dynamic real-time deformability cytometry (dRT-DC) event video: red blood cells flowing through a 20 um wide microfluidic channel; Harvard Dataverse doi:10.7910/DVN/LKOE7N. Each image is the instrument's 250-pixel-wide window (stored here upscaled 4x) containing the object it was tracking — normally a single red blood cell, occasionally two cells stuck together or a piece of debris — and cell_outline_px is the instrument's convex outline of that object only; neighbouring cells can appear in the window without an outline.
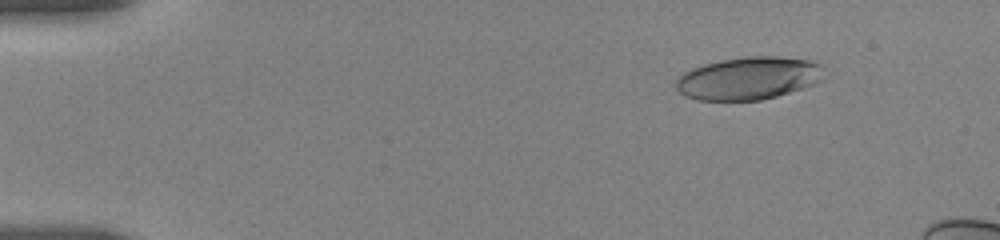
{"species": "human", "species_latin": "Homo sapiens", "temperature_condition": "room temperature", "stored_images_in_passage": 39, "camera_frame_rate_fps": 3000, "um_per_image_px": 0.085, "donor": {"sex": "female"}, "frame": {"image": 1, "passage_image": 2, "time_ms": 0.333, "image_size_px": [1000, 240], "cell_outline_px": [[824, 80], [776, 96], [760, 100], [696, 100], [684, 96], [676, 88], [676, 80], [684, 72], [692, 68], [704, 64], [720, 60], [748, 56], [776, 56], [808, 60], [820, 64]], "centroid_in_image_um": [63.59, 6.65], "position_along_channel_um": 21.4, "area_um2": 36.65}}
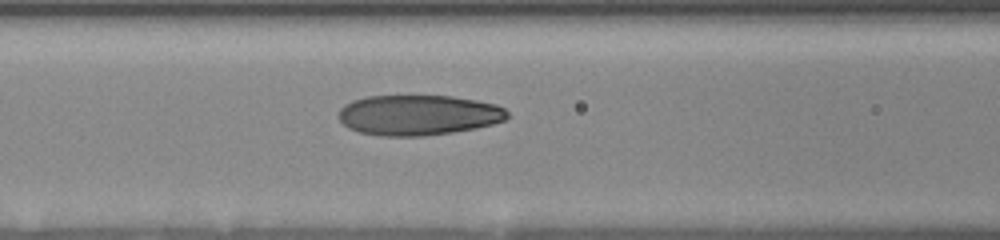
{"frame": {"image": 2, "passage_image": 27, "time_ms": 6.0, "image_size_px": [1000, 240], "cell_outline_px": [[508, 116], [504, 120], [492, 124], [476, 128], [452, 132], [424, 136], [380, 136], [360, 132], [348, 128], [336, 116], [340, 108], [344, 104], [352, 100], [368, 96], [452, 96], [476, 100], [496, 104], [504, 108], [508, 112]], "centroid_in_image_um": [35.53, 9.78], "position_along_channel_um": 131.1, "area_um2": 39.82}}
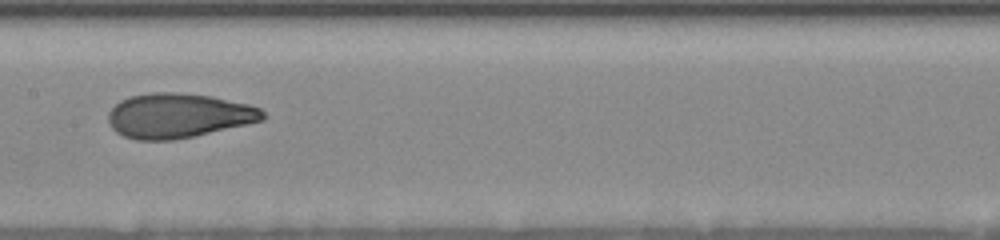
{"frame": {"image": 3, "passage_image": 38, "time_ms": 7.667, "image_size_px": [1000, 240], "cell_outline_px": [[268, 116], [264, 120], [248, 124], [192, 136], [172, 140], [136, 140], [124, 136], [116, 132], [112, 128], [108, 120], [108, 112], [120, 100], [128, 96], [152, 92], [172, 92], [212, 96], [248, 104], [260, 108]], "centroid_in_image_um": [15.16, 9.82], "position_along_channel_um": 192.2, "area_um2": 40.23}}